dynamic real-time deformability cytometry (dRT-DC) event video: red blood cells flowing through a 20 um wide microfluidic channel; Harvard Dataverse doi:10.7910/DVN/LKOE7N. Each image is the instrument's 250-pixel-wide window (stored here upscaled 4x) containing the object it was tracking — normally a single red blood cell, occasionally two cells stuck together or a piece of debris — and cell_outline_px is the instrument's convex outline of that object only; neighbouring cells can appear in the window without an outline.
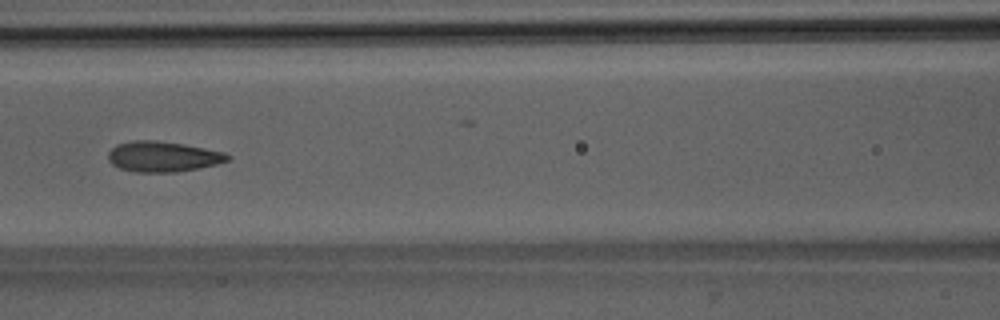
{"species": "Egyptian fruit bat (a non-hibernating species)", "species_latin": "Rousettus aegyptiacus", "temperature_condition": "room temperature", "stored_images_in_passage": 52, "camera_frame_rate_fps": 3000, "um_per_image_px": 0.085, "animal": {"sex": "male"}, "frame": {"image": 1, "passage_image": 24, "time_ms": 7.667, "image_size_px": [1000, 320], "cell_outline_px": [[232, 156], [228, 160], [216, 164], [176, 172], [136, 172], [120, 168], [112, 164], [108, 160], [108, 152], [116, 144], [136, 140], [152, 140], [184, 144], [224, 152]], "centroid_in_image_um": [13.82, 13.3], "position_along_channel_um": 152.8, "area_um2": 21.04}}
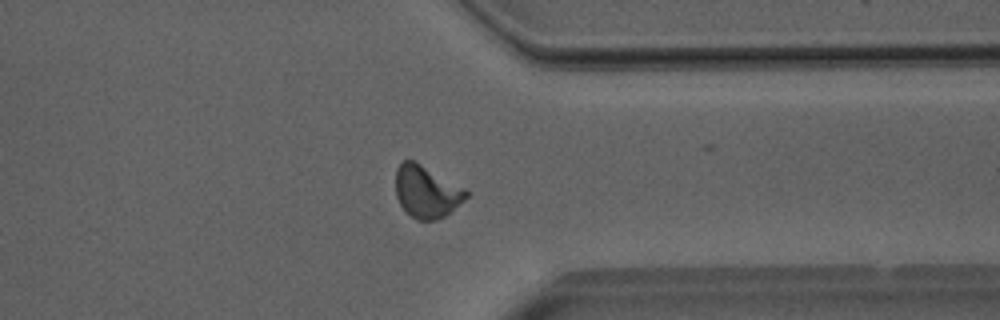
{"frame": {"image": 2, "passage_image": 41, "time_ms": 13.333, "image_size_px": [1000, 320], "cell_outline_px": [[468, 196], [464, 200], [444, 216], [436, 220], [420, 220], [412, 216], [400, 204], [396, 196], [396, 168], [404, 160], [412, 160], [420, 164], [464, 188], [468, 192]], "centroid_in_image_um": [36.24, 16.29], "position_along_channel_um": 375.2, "area_um2": 20.87}}
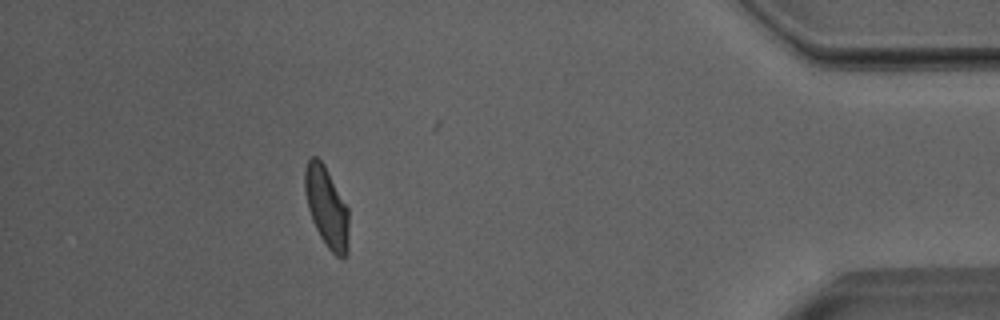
{"frame": {"image": 3, "passage_image": 47, "time_ms": 15.333, "image_size_px": [1000, 320], "cell_outline_px": [[348, 252], [344, 256], [336, 256], [324, 244], [312, 220], [308, 208], [304, 188], [304, 172], [308, 160], [312, 156], [316, 156], [324, 164], [348, 208]], "centroid_in_image_um": [27.75, 17.6], "position_along_channel_um": 407.4, "area_um2": 20.46}, "authors_computed_cell_mechanics": {"area_um2": 21.0681, "velocity_mm_per_s": 3.9802, "shape_relaxation_time_tau1_ms": 3.8964, "shape_relaxation_time_tau2_ms": 1.3825, "deformation_change_tau1": 0.1387, "deformation_change_tau2": 0.0681}}